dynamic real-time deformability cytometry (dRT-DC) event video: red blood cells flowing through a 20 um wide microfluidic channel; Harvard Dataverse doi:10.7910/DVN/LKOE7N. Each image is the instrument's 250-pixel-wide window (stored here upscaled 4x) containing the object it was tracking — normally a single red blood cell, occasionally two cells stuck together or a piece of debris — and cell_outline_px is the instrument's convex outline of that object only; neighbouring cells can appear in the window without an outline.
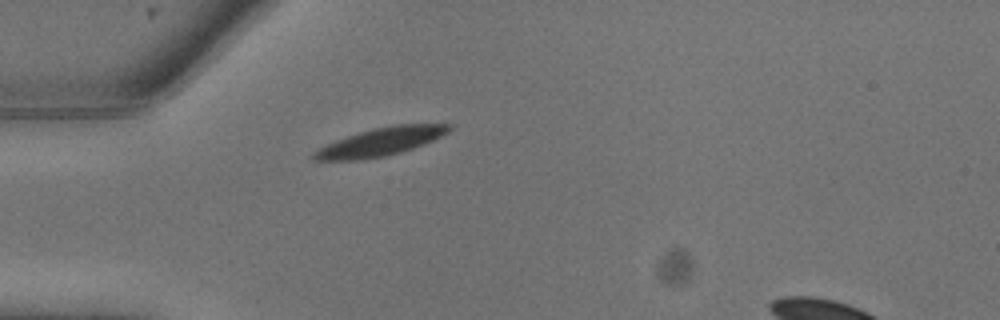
{"species": "common noctule bat (a hibernating species)", "species_latin": "Nyctalus noctula", "temperature_condition": "warm", "stored_images_in_passage": 3, "camera_frame_rate_fps": 3000, "um_per_image_px": 0.085, "animal": {"sex": "male", "body_mass_g": 13.3}, "frame": {"image": 1, "passage_image": 1, "time_ms": 0.0, "image_size_px": [1000, 320], "cell_outline_px": [[452, 128], [448, 132], [432, 140], [412, 148], [400, 152], [384, 156], [356, 160], [312, 160], [312, 152], [336, 140], [372, 128], [396, 124], [452, 124]], "centroid_in_image_um": [32.34, 12.05], "position_along_channel_um": 52.7, "area_um2": 21.73}}
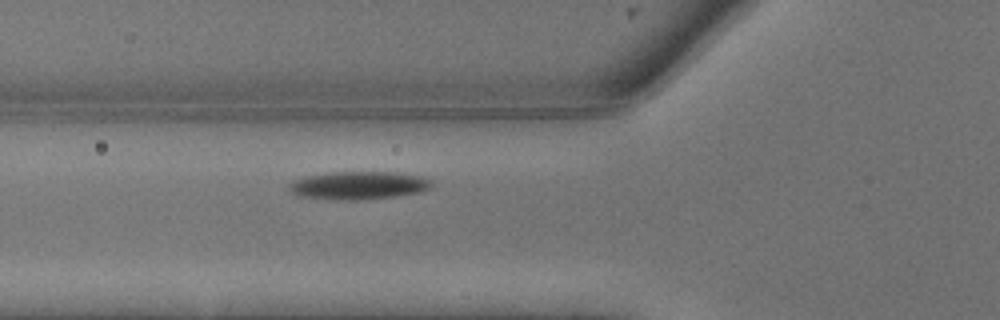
{"frame": {"image": 2, "passage_image": 3, "time_ms": 0.667, "image_size_px": [1000, 320], "cell_outline_px": [[432, 184], [428, 188], [420, 192], [396, 196], [360, 200], [332, 200], [296, 196], [288, 188], [288, 184], [292, 180], [308, 176], [332, 172], [392, 172], [420, 176], [432, 180]], "centroid_in_image_um": [30.43, 15.77], "position_along_channel_um": 95.4, "area_um2": 23.35}}